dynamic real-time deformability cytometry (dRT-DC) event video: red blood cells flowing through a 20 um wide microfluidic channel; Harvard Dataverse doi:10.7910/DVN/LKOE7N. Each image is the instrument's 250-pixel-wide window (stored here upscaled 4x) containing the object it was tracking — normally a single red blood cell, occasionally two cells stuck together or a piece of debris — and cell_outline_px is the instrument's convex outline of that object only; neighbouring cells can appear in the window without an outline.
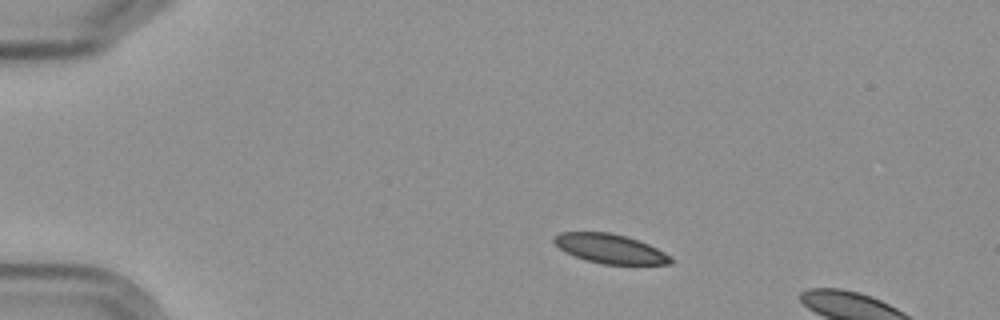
{"species": "Egyptian fruit bat (a non-hibernating species)", "species_latin": "Rousettus aegyptiacus", "temperature_condition": "cold", "stored_images_in_passage": 3, "camera_frame_rate_fps": 3000, "um_per_image_px": 0.085, "frame": {"image": 1, "passage_image": 1, "time_ms": 0.0, "image_size_px": [1000, 320], "cell_outline_px": [[672, 264], [604, 264], [584, 260], [564, 252], [552, 240], [552, 236], [560, 232], [608, 232], [624, 236], [648, 244], [672, 256]], "centroid_in_image_um": [51.82, 21.14], "position_along_channel_um": 33.2, "area_um2": 19.88}}